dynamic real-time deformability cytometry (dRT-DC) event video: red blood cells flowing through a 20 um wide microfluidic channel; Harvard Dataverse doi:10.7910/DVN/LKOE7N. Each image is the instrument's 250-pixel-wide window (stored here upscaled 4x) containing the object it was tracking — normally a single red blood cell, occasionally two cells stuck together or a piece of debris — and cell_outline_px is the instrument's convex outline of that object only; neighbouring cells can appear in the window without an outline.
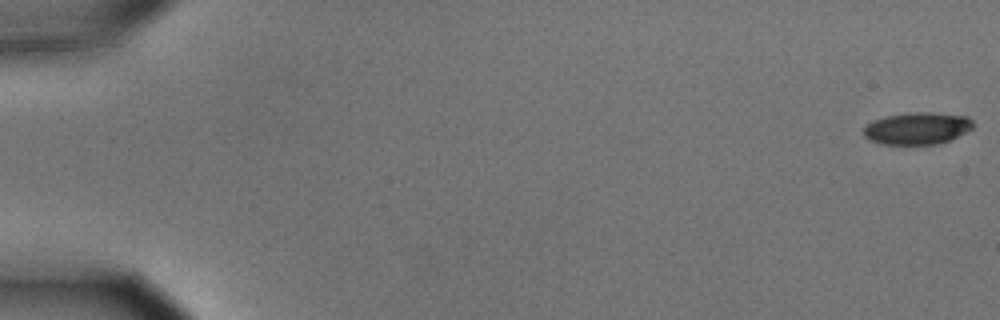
{"species": "common noctule bat (a hibernating species)", "species_latin": "Nyctalus noctula", "temperature_condition": "cold", "stored_images_in_passage": 54, "camera_frame_rate_fps": 3000, "um_per_image_px": 0.085, "animal": {"sex": "male", "body_mass_g": 15.6}, "frame": {"image": 1, "passage_image": 1, "time_ms": 0.0, "image_size_px": [1000, 320], "cell_outline_px": [[972, 128], [948, 140], [936, 144], [880, 144], [868, 140], [864, 136], [864, 128], [872, 120], [884, 116], [912, 112], [932, 112], [968, 116], [972, 120]], "centroid_in_image_um": [77.92, 10.9], "position_along_channel_um": 7.1, "area_um2": 20.4}}
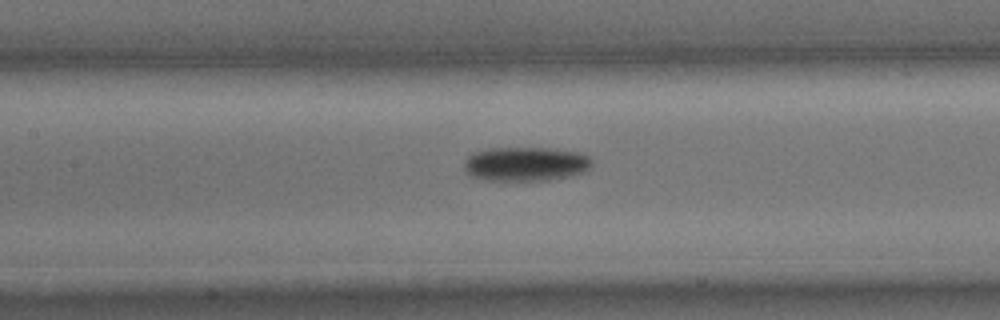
{"frame": {"image": 2, "passage_image": 27, "time_ms": 8.667, "image_size_px": [1000, 320], "cell_outline_px": [[592, 164], [584, 172], [572, 176], [548, 180], [504, 184], [484, 180], [468, 176], [464, 168], [464, 160], [468, 156], [476, 152], [492, 148], [544, 148], [580, 152], [588, 156], [592, 160]], "centroid_in_image_um": [44.63, 14.0], "position_along_channel_um": 162.8, "area_um2": 26.47}}
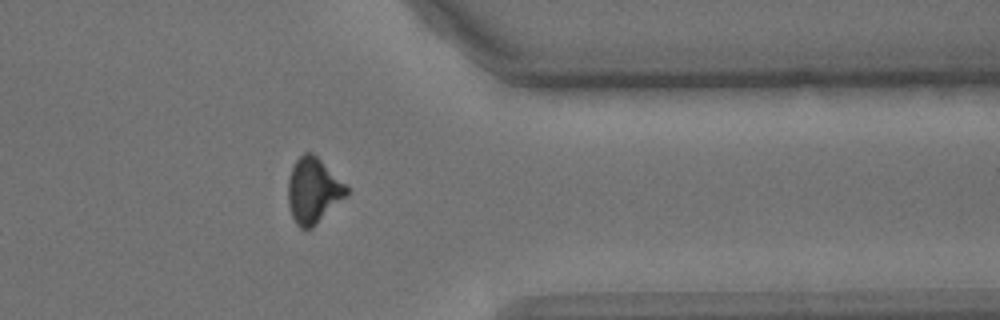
{"frame": {"image": 3, "passage_image": 46, "time_ms": 15.0, "image_size_px": [1000, 320], "cell_outline_px": [[348, 196], [312, 228], [300, 228], [296, 224], [292, 216], [288, 204], [288, 180], [292, 168], [296, 160], [304, 152], [312, 152], [348, 184]], "centroid_in_image_um": [26.66, 16.19], "position_along_channel_um": 384.7, "area_um2": 22.6}, "authors_computed_cell_mechanics": {"area_um2": 23.1778, "velocity_mm_per_s": 3.6414, "shape_relaxation_time_tau1_ms": 2.7692, "shape_relaxation_time_tau2_ms": null, "deformation_change_tau1": 0.1286, "deformation_change_tau2": null}}